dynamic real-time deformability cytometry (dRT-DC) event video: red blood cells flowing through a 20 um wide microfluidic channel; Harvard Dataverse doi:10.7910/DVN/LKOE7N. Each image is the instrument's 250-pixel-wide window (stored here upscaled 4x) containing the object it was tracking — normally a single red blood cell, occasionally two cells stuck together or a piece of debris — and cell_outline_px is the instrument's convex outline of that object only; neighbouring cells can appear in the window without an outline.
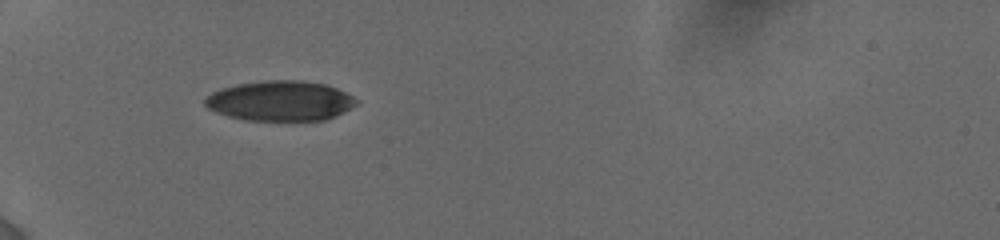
{"species": "human", "species_latin": "Homo sapiens", "temperature_condition": "cold", "stored_images_in_passage": 5, "camera_frame_rate_fps": 3000, "um_per_image_px": 0.085, "donor": {"sex": "female"}, "frame": {"image": 1, "passage_image": 1, "time_ms": 0.0, "image_size_px": [1000, 240], "cell_outline_px": [[360, 104], [336, 116], [324, 120], [244, 120], [228, 116], [216, 112], [208, 108], [204, 104], [204, 96], [220, 88], [236, 84], [264, 80], [304, 80], [324, 84], [336, 88], [360, 100]], "centroid_in_image_um": [23.82, 8.57], "position_along_channel_um": 61.2, "area_um2": 35.72}}
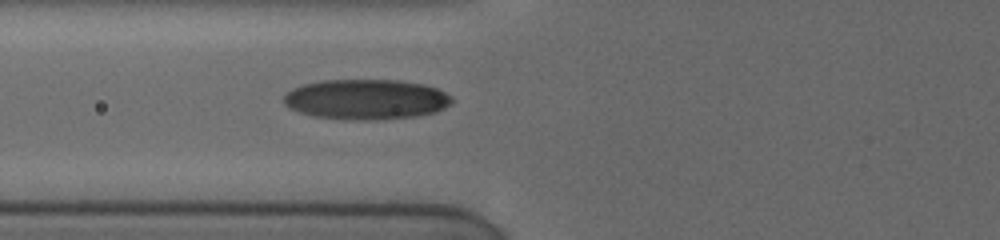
{"frame": {"image": 2, "passage_image": 3, "time_ms": 1.333, "image_size_px": [1000, 240], "cell_outline_px": [[452, 104], [436, 112], [416, 116], [312, 116], [288, 108], [284, 104], [284, 96], [292, 88], [304, 84], [324, 80], [396, 80], [424, 84], [436, 88], [452, 96]], "centroid_in_image_um": [31.13, 8.37], "position_along_channel_um": 94.7, "area_um2": 37.69}}
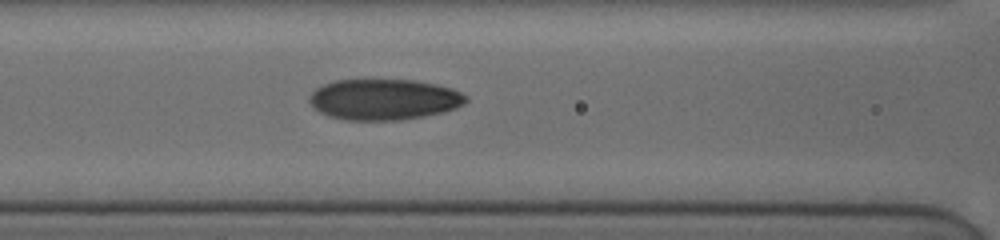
{"frame": {"image": 3, "passage_image": 5, "time_ms": 2.333, "image_size_px": [1000, 240], "cell_outline_px": [[468, 100], [464, 104], [456, 108], [444, 112], [424, 116], [400, 120], [348, 120], [328, 116], [320, 112], [308, 100], [308, 96], [316, 88], [324, 84], [336, 80], [416, 80], [436, 84], [452, 88], [468, 96]], "centroid_in_image_um": [32.66, 8.45], "position_along_channel_um": 133.9, "area_um2": 37.4}}